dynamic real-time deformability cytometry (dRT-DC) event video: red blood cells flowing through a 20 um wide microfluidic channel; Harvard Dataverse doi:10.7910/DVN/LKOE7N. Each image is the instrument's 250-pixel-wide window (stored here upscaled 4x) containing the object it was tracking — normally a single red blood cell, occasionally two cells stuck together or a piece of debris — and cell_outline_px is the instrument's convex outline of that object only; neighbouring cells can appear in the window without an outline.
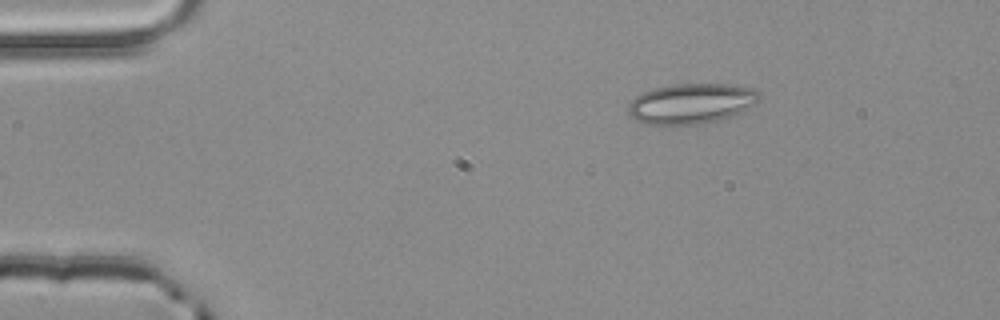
{"species": "common noctule bat (a hibernating species)", "species_latin": "Nyctalus noctula", "temperature_condition": "room temperature", "stored_images_in_passage": 4, "camera_frame_rate_fps": 3000, "um_per_image_px": 0.085, "animal": {"sex": "male", "body_mass_g": 20.4}, "frame": {"image": 1, "passage_image": 4, "time_ms": 1.0, "image_size_px": [1000, 320], "cell_outline_px": [[760, 100], [756, 104], [740, 112], [720, 120], [704, 124], [644, 124], [628, 116], [628, 104], [636, 96], [652, 88], [672, 84], [736, 84], [752, 88], [760, 92]], "centroid_in_image_um": [58.77, 8.79], "position_along_channel_um": 26.2, "area_um2": 31.1}}